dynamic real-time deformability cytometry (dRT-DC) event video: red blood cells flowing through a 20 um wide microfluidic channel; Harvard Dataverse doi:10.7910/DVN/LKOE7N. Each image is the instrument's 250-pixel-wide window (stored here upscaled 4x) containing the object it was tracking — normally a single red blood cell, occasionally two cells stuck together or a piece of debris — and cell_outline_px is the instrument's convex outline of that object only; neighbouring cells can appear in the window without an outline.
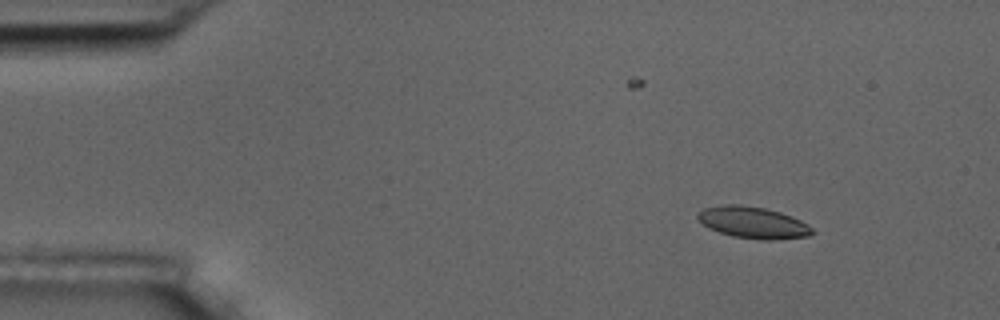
{"species": "common noctule bat (a hibernating species)", "species_latin": "Nyctalus noctula", "temperature_condition": "room temperature", "stored_images_in_passage": 3, "camera_frame_rate_fps": 3000, "um_per_image_px": 0.085, "animal": {"sex": "male", "body_mass_g": 17.5, "forearm_length_mm": 52.3}, "frame": {"image": 1, "passage_image": 1, "time_ms": 0.0, "image_size_px": [1000, 320], "cell_outline_px": [[816, 232], [808, 236], [768, 240], [764, 240], [732, 236], [708, 228], [696, 216], [704, 208], [724, 204], [740, 204], [764, 208], [780, 212], [792, 216], [808, 224]], "centroid_in_image_um": [64.03, 18.91], "position_along_channel_um": 21.0, "area_um2": 20.98}}
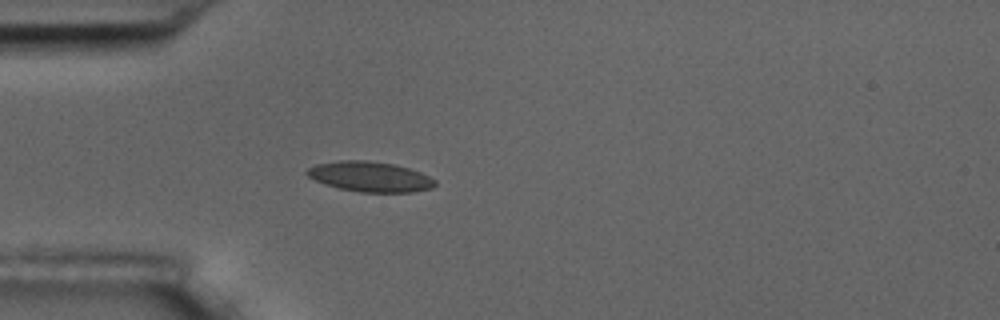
{"frame": {"image": 2, "passage_image": 3, "time_ms": 3.0, "image_size_px": [1000, 320], "cell_outline_px": [[436, 184], [432, 188], [412, 192], [360, 192], [340, 188], [324, 184], [308, 176], [304, 172], [308, 168], [316, 164], [340, 160], [368, 160], [392, 164], [408, 168], [420, 172], [436, 180]], "centroid_in_image_um": [31.44, 15.01], "position_along_channel_um": 53.6, "area_um2": 22.43}}